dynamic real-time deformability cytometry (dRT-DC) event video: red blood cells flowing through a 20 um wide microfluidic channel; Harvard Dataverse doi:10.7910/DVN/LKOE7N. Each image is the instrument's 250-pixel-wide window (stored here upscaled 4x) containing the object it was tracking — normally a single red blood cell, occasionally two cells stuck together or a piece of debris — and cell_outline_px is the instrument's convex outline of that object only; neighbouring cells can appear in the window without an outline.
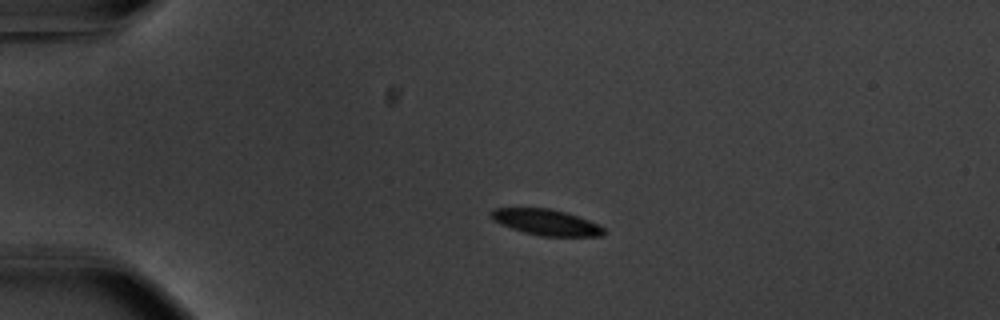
{"species": "common noctule bat (a hibernating species)", "species_latin": "Nyctalus noctula", "temperature_condition": "warm", "stored_images_in_passage": 46, "camera_frame_rate_fps": 3000, "um_per_image_px": 0.085, "animal": {"sex": "male", "body_mass_g": 20.1, "forearm_length_mm": 53.5}, "frame": {"image": 1, "passage_image": 4, "time_ms": 1.0, "image_size_px": [1000, 320], "cell_outline_px": [[608, 232], [600, 236], [540, 236], [524, 232], [500, 224], [492, 220], [488, 212], [492, 208], [548, 208], [564, 212], [600, 224]], "centroid_in_image_um": [46.4, 18.89], "position_along_channel_um": 38.6, "area_um2": 17.11}}
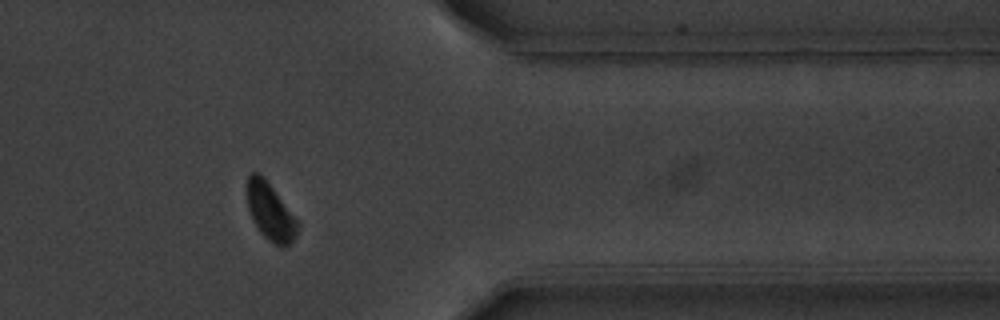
{"frame": {"image": 2, "passage_image": 37, "time_ms": 12.0, "image_size_px": [1000, 320], "cell_outline_px": [[300, 224], [296, 236], [288, 244], [276, 244], [268, 240], [260, 232], [252, 220], [248, 208], [248, 176], [252, 172], [260, 172], [300, 220]], "centroid_in_image_um": [23.01, 17.97], "position_along_channel_um": 388.4, "area_um2": 16.94}}
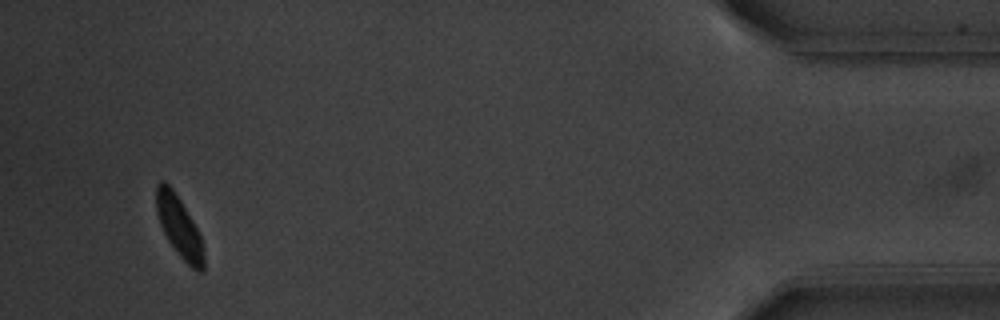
{"frame": {"image": 3, "passage_image": 44, "time_ms": 14.333, "image_size_px": [1000, 320], "cell_outline_px": [[204, 272], [196, 272], [176, 252], [168, 240], [160, 224], [156, 212], [156, 184], [160, 180], [164, 180], [172, 188], [180, 200], [192, 220], [200, 236], [204, 256]], "centroid_in_image_um": [15.21, 19.27], "position_along_channel_um": 420.0, "area_um2": 16.7}, "authors_computed_cell_mechanics": {"area_um2": 17.6579, "velocity_mm_per_s": 3.6756, "shape_relaxation_time_tau1_ms": 5.1938, "shape_relaxation_time_tau2_ms": null, "deformation_change_tau1": 0.1955, "deformation_change_tau2": null}}